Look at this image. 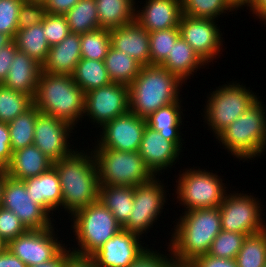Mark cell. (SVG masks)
Returning a JSON list of instances; mask_svg holds the SVG:
<instances>
[{
  "label": "cell",
  "instance_id": "7bdbcfd3",
  "mask_svg": "<svg viewBox=\"0 0 266 267\" xmlns=\"http://www.w3.org/2000/svg\"><path fill=\"white\" fill-rule=\"evenodd\" d=\"M44 35L50 46L60 43L69 33L65 15L47 13L43 21Z\"/></svg>",
  "mask_w": 266,
  "mask_h": 267
},
{
  "label": "cell",
  "instance_id": "4dcf8cb0",
  "mask_svg": "<svg viewBox=\"0 0 266 267\" xmlns=\"http://www.w3.org/2000/svg\"><path fill=\"white\" fill-rule=\"evenodd\" d=\"M44 34L42 22L26 29H18L14 38L17 49L41 65L45 62L50 49Z\"/></svg>",
  "mask_w": 266,
  "mask_h": 267
},
{
  "label": "cell",
  "instance_id": "9c48e42d",
  "mask_svg": "<svg viewBox=\"0 0 266 267\" xmlns=\"http://www.w3.org/2000/svg\"><path fill=\"white\" fill-rule=\"evenodd\" d=\"M189 169L176 180V199L184 210L219 207L227 193L222 178L204 169Z\"/></svg>",
  "mask_w": 266,
  "mask_h": 267
},
{
  "label": "cell",
  "instance_id": "277c9868",
  "mask_svg": "<svg viewBox=\"0 0 266 267\" xmlns=\"http://www.w3.org/2000/svg\"><path fill=\"white\" fill-rule=\"evenodd\" d=\"M84 91L71 75L41 72L33 105L45 114L75 125L84 118ZM81 118V119H80Z\"/></svg>",
  "mask_w": 266,
  "mask_h": 267
},
{
  "label": "cell",
  "instance_id": "db71d44e",
  "mask_svg": "<svg viewBox=\"0 0 266 267\" xmlns=\"http://www.w3.org/2000/svg\"><path fill=\"white\" fill-rule=\"evenodd\" d=\"M252 11V14L256 15L262 23L266 25V0H253V2L248 6Z\"/></svg>",
  "mask_w": 266,
  "mask_h": 267
},
{
  "label": "cell",
  "instance_id": "44dd1931",
  "mask_svg": "<svg viewBox=\"0 0 266 267\" xmlns=\"http://www.w3.org/2000/svg\"><path fill=\"white\" fill-rule=\"evenodd\" d=\"M111 46L135 59L142 66L150 65L149 32L135 20L110 30Z\"/></svg>",
  "mask_w": 266,
  "mask_h": 267
},
{
  "label": "cell",
  "instance_id": "9f6ffc18",
  "mask_svg": "<svg viewBox=\"0 0 266 267\" xmlns=\"http://www.w3.org/2000/svg\"><path fill=\"white\" fill-rule=\"evenodd\" d=\"M230 1L236 7L237 10H239L241 7L244 6L248 7L253 2V0H230Z\"/></svg>",
  "mask_w": 266,
  "mask_h": 267
},
{
  "label": "cell",
  "instance_id": "83f0119b",
  "mask_svg": "<svg viewBox=\"0 0 266 267\" xmlns=\"http://www.w3.org/2000/svg\"><path fill=\"white\" fill-rule=\"evenodd\" d=\"M134 187L122 185H99L98 200L111 211L123 226L132 213Z\"/></svg>",
  "mask_w": 266,
  "mask_h": 267
},
{
  "label": "cell",
  "instance_id": "cb8c5ba5",
  "mask_svg": "<svg viewBox=\"0 0 266 267\" xmlns=\"http://www.w3.org/2000/svg\"><path fill=\"white\" fill-rule=\"evenodd\" d=\"M30 199L43 207L49 214L61 208L62 190L60 178L52 166L47 172L23 180ZM52 211V212H50Z\"/></svg>",
  "mask_w": 266,
  "mask_h": 267
},
{
  "label": "cell",
  "instance_id": "e575fe53",
  "mask_svg": "<svg viewBox=\"0 0 266 267\" xmlns=\"http://www.w3.org/2000/svg\"><path fill=\"white\" fill-rule=\"evenodd\" d=\"M235 260L237 267H264L266 264V230L248 235Z\"/></svg>",
  "mask_w": 266,
  "mask_h": 267
},
{
  "label": "cell",
  "instance_id": "5bb4252c",
  "mask_svg": "<svg viewBox=\"0 0 266 267\" xmlns=\"http://www.w3.org/2000/svg\"><path fill=\"white\" fill-rule=\"evenodd\" d=\"M30 197L23 180L5 178L1 207L13 211L27 229L53 226L49 213Z\"/></svg>",
  "mask_w": 266,
  "mask_h": 267
},
{
  "label": "cell",
  "instance_id": "30bf717a",
  "mask_svg": "<svg viewBox=\"0 0 266 267\" xmlns=\"http://www.w3.org/2000/svg\"><path fill=\"white\" fill-rule=\"evenodd\" d=\"M249 195L235 191L226 194L218 207L222 230L246 234L247 236L265 230L266 224L261 218V203L251 193Z\"/></svg>",
  "mask_w": 266,
  "mask_h": 267
},
{
  "label": "cell",
  "instance_id": "4316f807",
  "mask_svg": "<svg viewBox=\"0 0 266 267\" xmlns=\"http://www.w3.org/2000/svg\"><path fill=\"white\" fill-rule=\"evenodd\" d=\"M181 101L178 100L177 102L160 107L146 118L147 126L159 132L165 139L174 142L180 149L183 148L181 141L184 140L179 132L183 122L181 117L183 115Z\"/></svg>",
  "mask_w": 266,
  "mask_h": 267
},
{
  "label": "cell",
  "instance_id": "6da1fadb",
  "mask_svg": "<svg viewBox=\"0 0 266 267\" xmlns=\"http://www.w3.org/2000/svg\"><path fill=\"white\" fill-rule=\"evenodd\" d=\"M88 154L77 148L67 157L53 163L58 172L62 190L61 209L74 214L98 201L99 177L92 151Z\"/></svg>",
  "mask_w": 266,
  "mask_h": 267
},
{
  "label": "cell",
  "instance_id": "60d3db41",
  "mask_svg": "<svg viewBox=\"0 0 266 267\" xmlns=\"http://www.w3.org/2000/svg\"><path fill=\"white\" fill-rule=\"evenodd\" d=\"M25 0H0V33L9 35L13 40L18 31V14Z\"/></svg>",
  "mask_w": 266,
  "mask_h": 267
},
{
  "label": "cell",
  "instance_id": "8d00e7d4",
  "mask_svg": "<svg viewBox=\"0 0 266 267\" xmlns=\"http://www.w3.org/2000/svg\"><path fill=\"white\" fill-rule=\"evenodd\" d=\"M33 105V99L24 93L0 84V122L9 123Z\"/></svg>",
  "mask_w": 266,
  "mask_h": 267
},
{
  "label": "cell",
  "instance_id": "7dc6e473",
  "mask_svg": "<svg viewBox=\"0 0 266 267\" xmlns=\"http://www.w3.org/2000/svg\"><path fill=\"white\" fill-rule=\"evenodd\" d=\"M17 50V45L14 40L8 45L0 48V84H3L7 78L11 62L14 59Z\"/></svg>",
  "mask_w": 266,
  "mask_h": 267
},
{
  "label": "cell",
  "instance_id": "d590c367",
  "mask_svg": "<svg viewBox=\"0 0 266 267\" xmlns=\"http://www.w3.org/2000/svg\"><path fill=\"white\" fill-rule=\"evenodd\" d=\"M181 5L183 15L215 20L228 10H237L230 0H181Z\"/></svg>",
  "mask_w": 266,
  "mask_h": 267
},
{
  "label": "cell",
  "instance_id": "f5cc1de1",
  "mask_svg": "<svg viewBox=\"0 0 266 267\" xmlns=\"http://www.w3.org/2000/svg\"><path fill=\"white\" fill-rule=\"evenodd\" d=\"M64 267H97L90 257H78L72 255L66 262Z\"/></svg>",
  "mask_w": 266,
  "mask_h": 267
},
{
  "label": "cell",
  "instance_id": "ac0fdd59",
  "mask_svg": "<svg viewBox=\"0 0 266 267\" xmlns=\"http://www.w3.org/2000/svg\"><path fill=\"white\" fill-rule=\"evenodd\" d=\"M139 239V235L122 229L90 258L97 267H128L146 249Z\"/></svg>",
  "mask_w": 266,
  "mask_h": 267
},
{
  "label": "cell",
  "instance_id": "7402d4cb",
  "mask_svg": "<svg viewBox=\"0 0 266 267\" xmlns=\"http://www.w3.org/2000/svg\"><path fill=\"white\" fill-rule=\"evenodd\" d=\"M81 59L80 34L69 33L60 43L50 46L42 72L72 75Z\"/></svg>",
  "mask_w": 266,
  "mask_h": 267
},
{
  "label": "cell",
  "instance_id": "74e56055",
  "mask_svg": "<svg viewBox=\"0 0 266 267\" xmlns=\"http://www.w3.org/2000/svg\"><path fill=\"white\" fill-rule=\"evenodd\" d=\"M81 58L104 61L111 47L110 30L98 28L80 34Z\"/></svg>",
  "mask_w": 266,
  "mask_h": 267
},
{
  "label": "cell",
  "instance_id": "d4e9b609",
  "mask_svg": "<svg viewBox=\"0 0 266 267\" xmlns=\"http://www.w3.org/2000/svg\"><path fill=\"white\" fill-rule=\"evenodd\" d=\"M53 162L34 144L14 151L8 166L4 169L7 176L24 180L47 172Z\"/></svg>",
  "mask_w": 266,
  "mask_h": 267
},
{
  "label": "cell",
  "instance_id": "bcb514c9",
  "mask_svg": "<svg viewBox=\"0 0 266 267\" xmlns=\"http://www.w3.org/2000/svg\"><path fill=\"white\" fill-rule=\"evenodd\" d=\"M13 151L7 123L0 122V169H5L11 161Z\"/></svg>",
  "mask_w": 266,
  "mask_h": 267
},
{
  "label": "cell",
  "instance_id": "5b68a950",
  "mask_svg": "<svg viewBox=\"0 0 266 267\" xmlns=\"http://www.w3.org/2000/svg\"><path fill=\"white\" fill-rule=\"evenodd\" d=\"M259 98L215 138L231 155L247 161L266 149V109Z\"/></svg>",
  "mask_w": 266,
  "mask_h": 267
},
{
  "label": "cell",
  "instance_id": "6f0895ef",
  "mask_svg": "<svg viewBox=\"0 0 266 267\" xmlns=\"http://www.w3.org/2000/svg\"><path fill=\"white\" fill-rule=\"evenodd\" d=\"M6 177H7V174L5 170L1 169L0 170V207L2 203V195H3L4 183H5Z\"/></svg>",
  "mask_w": 266,
  "mask_h": 267
},
{
  "label": "cell",
  "instance_id": "484cf974",
  "mask_svg": "<svg viewBox=\"0 0 266 267\" xmlns=\"http://www.w3.org/2000/svg\"><path fill=\"white\" fill-rule=\"evenodd\" d=\"M160 65L185 83L191 75H194L193 73L197 72V69L207 64L180 36L173 45L168 57Z\"/></svg>",
  "mask_w": 266,
  "mask_h": 267
},
{
  "label": "cell",
  "instance_id": "2e32d148",
  "mask_svg": "<svg viewBox=\"0 0 266 267\" xmlns=\"http://www.w3.org/2000/svg\"><path fill=\"white\" fill-rule=\"evenodd\" d=\"M146 125V118L128 111L102 126L97 145L116 151H139Z\"/></svg>",
  "mask_w": 266,
  "mask_h": 267
},
{
  "label": "cell",
  "instance_id": "ee69618b",
  "mask_svg": "<svg viewBox=\"0 0 266 267\" xmlns=\"http://www.w3.org/2000/svg\"><path fill=\"white\" fill-rule=\"evenodd\" d=\"M27 230L13 211L0 207V235L6 241L10 242Z\"/></svg>",
  "mask_w": 266,
  "mask_h": 267
},
{
  "label": "cell",
  "instance_id": "f6af8a7d",
  "mask_svg": "<svg viewBox=\"0 0 266 267\" xmlns=\"http://www.w3.org/2000/svg\"><path fill=\"white\" fill-rule=\"evenodd\" d=\"M128 267H164L172 258V251L165 256L158 251L147 248ZM152 250V251H151ZM158 252V253H157Z\"/></svg>",
  "mask_w": 266,
  "mask_h": 267
},
{
  "label": "cell",
  "instance_id": "ffe728a7",
  "mask_svg": "<svg viewBox=\"0 0 266 267\" xmlns=\"http://www.w3.org/2000/svg\"><path fill=\"white\" fill-rule=\"evenodd\" d=\"M181 0H146L142 10H135V21L149 33L179 28Z\"/></svg>",
  "mask_w": 266,
  "mask_h": 267
},
{
  "label": "cell",
  "instance_id": "1f68e13d",
  "mask_svg": "<svg viewBox=\"0 0 266 267\" xmlns=\"http://www.w3.org/2000/svg\"><path fill=\"white\" fill-rule=\"evenodd\" d=\"M71 76L84 93L112 83L104 61L82 58Z\"/></svg>",
  "mask_w": 266,
  "mask_h": 267
},
{
  "label": "cell",
  "instance_id": "94428289",
  "mask_svg": "<svg viewBox=\"0 0 266 267\" xmlns=\"http://www.w3.org/2000/svg\"><path fill=\"white\" fill-rule=\"evenodd\" d=\"M29 1H41V2H43L44 0H29Z\"/></svg>",
  "mask_w": 266,
  "mask_h": 267
},
{
  "label": "cell",
  "instance_id": "f35d334b",
  "mask_svg": "<svg viewBox=\"0 0 266 267\" xmlns=\"http://www.w3.org/2000/svg\"><path fill=\"white\" fill-rule=\"evenodd\" d=\"M179 28H169L149 33L150 65H160L167 57L176 40Z\"/></svg>",
  "mask_w": 266,
  "mask_h": 267
},
{
  "label": "cell",
  "instance_id": "f546056e",
  "mask_svg": "<svg viewBox=\"0 0 266 267\" xmlns=\"http://www.w3.org/2000/svg\"><path fill=\"white\" fill-rule=\"evenodd\" d=\"M104 63L111 81L128 87L138 76L142 67L139 62L125 52L114 49L112 46L105 56Z\"/></svg>",
  "mask_w": 266,
  "mask_h": 267
},
{
  "label": "cell",
  "instance_id": "603a6c76",
  "mask_svg": "<svg viewBox=\"0 0 266 267\" xmlns=\"http://www.w3.org/2000/svg\"><path fill=\"white\" fill-rule=\"evenodd\" d=\"M42 72V65L24 52L16 51L3 86L29 95L32 99Z\"/></svg>",
  "mask_w": 266,
  "mask_h": 267
},
{
  "label": "cell",
  "instance_id": "52a82bcc",
  "mask_svg": "<svg viewBox=\"0 0 266 267\" xmlns=\"http://www.w3.org/2000/svg\"><path fill=\"white\" fill-rule=\"evenodd\" d=\"M99 185L133 186L145 184L155 175L146 166L138 151H116L94 146Z\"/></svg>",
  "mask_w": 266,
  "mask_h": 267
},
{
  "label": "cell",
  "instance_id": "ab89813d",
  "mask_svg": "<svg viewBox=\"0 0 266 267\" xmlns=\"http://www.w3.org/2000/svg\"><path fill=\"white\" fill-rule=\"evenodd\" d=\"M246 237V234L221 230L213 240L208 255L235 259Z\"/></svg>",
  "mask_w": 266,
  "mask_h": 267
},
{
  "label": "cell",
  "instance_id": "f1b7e54d",
  "mask_svg": "<svg viewBox=\"0 0 266 267\" xmlns=\"http://www.w3.org/2000/svg\"><path fill=\"white\" fill-rule=\"evenodd\" d=\"M99 27L111 30L135 20V0H95Z\"/></svg>",
  "mask_w": 266,
  "mask_h": 267
},
{
  "label": "cell",
  "instance_id": "681fc988",
  "mask_svg": "<svg viewBox=\"0 0 266 267\" xmlns=\"http://www.w3.org/2000/svg\"><path fill=\"white\" fill-rule=\"evenodd\" d=\"M80 0H44L47 13L49 14H66Z\"/></svg>",
  "mask_w": 266,
  "mask_h": 267
},
{
  "label": "cell",
  "instance_id": "e0dca14e",
  "mask_svg": "<svg viewBox=\"0 0 266 267\" xmlns=\"http://www.w3.org/2000/svg\"><path fill=\"white\" fill-rule=\"evenodd\" d=\"M73 129L69 123L39 111L33 144L54 163L74 151L68 140Z\"/></svg>",
  "mask_w": 266,
  "mask_h": 267
},
{
  "label": "cell",
  "instance_id": "8992f818",
  "mask_svg": "<svg viewBox=\"0 0 266 267\" xmlns=\"http://www.w3.org/2000/svg\"><path fill=\"white\" fill-rule=\"evenodd\" d=\"M73 232L77 245L73 255L91 257L100 247L116 233L122 230L121 224L99 200L81 208L71 215Z\"/></svg>",
  "mask_w": 266,
  "mask_h": 267
},
{
  "label": "cell",
  "instance_id": "91938a15",
  "mask_svg": "<svg viewBox=\"0 0 266 267\" xmlns=\"http://www.w3.org/2000/svg\"><path fill=\"white\" fill-rule=\"evenodd\" d=\"M9 242L6 241L1 235H0V254L6 252L8 250Z\"/></svg>",
  "mask_w": 266,
  "mask_h": 267
},
{
  "label": "cell",
  "instance_id": "836d02e7",
  "mask_svg": "<svg viewBox=\"0 0 266 267\" xmlns=\"http://www.w3.org/2000/svg\"><path fill=\"white\" fill-rule=\"evenodd\" d=\"M64 15L70 33L83 34L100 28L95 0H80Z\"/></svg>",
  "mask_w": 266,
  "mask_h": 267
},
{
  "label": "cell",
  "instance_id": "816d5d0a",
  "mask_svg": "<svg viewBox=\"0 0 266 267\" xmlns=\"http://www.w3.org/2000/svg\"><path fill=\"white\" fill-rule=\"evenodd\" d=\"M0 267H28V266L8 249L6 252L0 254Z\"/></svg>",
  "mask_w": 266,
  "mask_h": 267
},
{
  "label": "cell",
  "instance_id": "f907efd6",
  "mask_svg": "<svg viewBox=\"0 0 266 267\" xmlns=\"http://www.w3.org/2000/svg\"><path fill=\"white\" fill-rule=\"evenodd\" d=\"M68 249V250H67ZM72 252L70 251V247L66 248L53 260L43 263V264H38L30 267H64L67 260L72 256Z\"/></svg>",
  "mask_w": 266,
  "mask_h": 267
},
{
  "label": "cell",
  "instance_id": "d6a6232c",
  "mask_svg": "<svg viewBox=\"0 0 266 267\" xmlns=\"http://www.w3.org/2000/svg\"><path fill=\"white\" fill-rule=\"evenodd\" d=\"M38 112V108L32 105L24 113L7 123L13 152L33 144Z\"/></svg>",
  "mask_w": 266,
  "mask_h": 267
},
{
  "label": "cell",
  "instance_id": "7a4b0ae2",
  "mask_svg": "<svg viewBox=\"0 0 266 267\" xmlns=\"http://www.w3.org/2000/svg\"><path fill=\"white\" fill-rule=\"evenodd\" d=\"M175 223L168 252L174 259L192 262L208 254L213 240L222 230L218 207L184 211ZM176 226V227H175Z\"/></svg>",
  "mask_w": 266,
  "mask_h": 267
},
{
  "label": "cell",
  "instance_id": "4fadbf2b",
  "mask_svg": "<svg viewBox=\"0 0 266 267\" xmlns=\"http://www.w3.org/2000/svg\"><path fill=\"white\" fill-rule=\"evenodd\" d=\"M129 111V87L111 83L85 93L84 116L98 127Z\"/></svg>",
  "mask_w": 266,
  "mask_h": 267
},
{
  "label": "cell",
  "instance_id": "8fae6325",
  "mask_svg": "<svg viewBox=\"0 0 266 267\" xmlns=\"http://www.w3.org/2000/svg\"><path fill=\"white\" fill-rule=\"evenodd\" d=\"M163 185L155 176L149 182L134 187L132 213L122 229L142 237V234L153 227L167 200Z\"/></svg>",
  "mask_w": 266,
  "mask_h": 267
},
{
  "label": "cell",
  "instance_id": "ba28073f",
  "mask_svg": "<svg viewBox=\"0 0 266 267\" xmlns=\"http://www.w3.org/2000/svg\"><path fill=\"white\" fill-rule=\"evenodd\" d=\"M209 95L204 108V119L211 131L213 130L214 136L233 123L259 98L243 84L233 81L232 84L216 88Z\"/></svg>",
  "mask_w": 266,
  "mask_h": 267
},
{
  "label": "cell",
  "instance_id": "b9f144b4",
  "mask_svg": "<svg viewBox=\"0 0 266 267\" xmlns=\"http://www.w3.org/2000/svg\"><path fill=\"white\" fill-rule=\"evenodd\" d=\"M47 9L44 2L25 0L18 14V29H26L44 21Z\"/></svg>",
  "mask_w": 266,
  "mask_h": 267
},
{
  "label": "cell",
  "instance_id": "c3c4849f",
  "mask_svg": "<svg viewBox=\"0 0 266 267\" xmlns=\"http://www.w3.org/2000/svg\"><path fill=\"white\" fill-rule=\"evenodd\" d=\"M194 267H237L235 259L219 258L208 254L192 261Z\"/></svg>",
  "mask_w": 266,
  "mask_h": 267
},
{
  "label": "cell",
  "instance_id": "9a60e30c",
  "mask_svg": "<svg viewBox=\"0 0 266 267\" xmlns=\"http://www.w3.org/2000/svg\"><path fill=\"white\" fill-rule=\"evenodd\" d=\"M215 21L182 15L178 26L180 36L207 64L216 59L223 46L222 33Z\"/></svg>",
  "mask_w": 266,
  "mask_h": 267
},
{
  "label": "cell",
  "instance_id": "3957f363",
  "mask_svg": "<svg viewBox=\"0 0 266 267\" xmlns=\"http://www.w3.org/2000/svg\"><path fill=\"white\" fill-rule=\"evenodd\" d=\"M182 82L161 65H146L129 86V111L147 118L160 107L177 102Z\"/></svg>",
  "mask_w": 266,
  "mask_h": 267
},
{
  "label": "cell",
  "instance_id": "7c38bea8",
  "mask_svg": "<svg viewBox=\"0 0 266 267\" xmlns=\"http://www.w3.org/2000/svg\"><path fill=\"white\" fill-rule=\"evenodd\" d=\"M54 229L53 226L28 229L11 240L8 249L28 267L49 262L65 249V243L58 241Z\"/></svg>",
  "mask_w": 266,
  "mask_h": 267
},
{
  "label": "cell",
  "instance_id": "d6986e66",
  "mask_svg": "<svg viewBox=\"0 0 266 267\" xmlns=\"http://www.w3.org/2000/svg\"><path fill=\"white\" fill-rule=\"evenodd\" d=\"M180 149L174 142L165 139L159 132L147 126L144 129L139 154L146 166L156 176L162 170L172 167L179 159ZM176 160V161H175Z\"/></svg>",
  "mask_w": 266,
  "mask_h": 267
},
{
  "label": "cell",
  "instance_id": "680465c9",
  "mask_svg": "<svg viewBox=\"0 0 266 267\" xmlns=\"http://www.w3.org/2000/svg\"><path fill=\"white\" fill-rule=\"evenodd\" d=\"M13 41V39L4 33H0V48L8 45L9 43H11Z\"/></svg>",
  "mask_w": 266,
  "mask_h": 267
},
{
  "label": "cell",
  "instance_id": "11a10c76",
  "mask_svg": "<svg viewBox=\"0 0 266 267\" xmlns=\"http://www.w3.org/2000/svg\"><path fill=\"white\" fill-rule=\"evenodd\" d=\"M164 267H194V265L192 262L181 261L172 257Z\"/></svg>",
  "mask_w": 266,
  "mask_h": 267
}]
</instances>
